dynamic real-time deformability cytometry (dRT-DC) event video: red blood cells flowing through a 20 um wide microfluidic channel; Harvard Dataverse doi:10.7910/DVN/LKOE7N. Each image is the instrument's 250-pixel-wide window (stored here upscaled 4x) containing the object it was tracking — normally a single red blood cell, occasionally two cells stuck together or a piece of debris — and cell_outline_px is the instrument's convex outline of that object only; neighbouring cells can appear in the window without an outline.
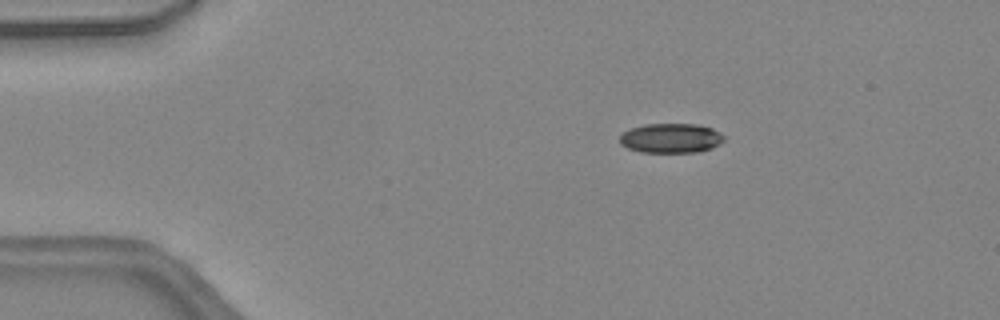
{"species": "common noctule bat (a hibernating species)", "species_latin": "Nyctalus noctula", "temperature_condition": "warm", "stored_images_in_passage": 42, "camera_frame_rate_fps": 3000, "um_per_image_px": 0.085, "animal": {"sex": "female", "body_mass_g": 24.6, "forearm_length_mm": 56.2}, "frame": {"image": 1, "passage_image": 4, "time_ms": 1.0, "image_size_px": [1000, 320], "cell_outline_px": [[724, 140], [720, 144], [712, 148], [696, 152], [640, 152], [628, 148], [620, 144], [620, 136], [624, 132], [632, 128], [644, 124], [696, 124], [712, 128], [724, 136]], "centroid_in_image_um": [57.03, 11.74], "position_along_channel_um": 28.0, "area_um2": 17.92}}
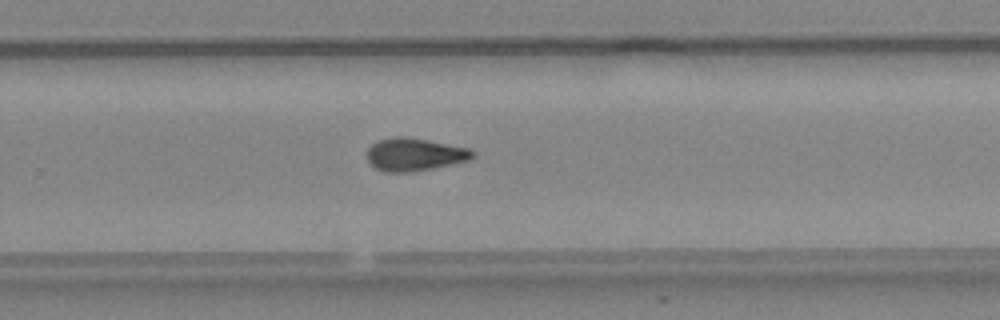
{"frame": {"image": 2, "passage_image": 26, "time_ms": 8.333, "image_size_px": [1000, 320], "cell_outline_px": [[476, 156], [468, 160], [452, 164], [432, 168], [408, 172], [384, 172], [376, 168], [368, 160], [368, 148], [372, 144], [380, 140], [396, 136], [404, 136], [468, 148], [476, 152]], "centroid_in_image_um": [35.25, 13.13], "position_along_channel_um": 294.6, "area_um2": 19.88}}
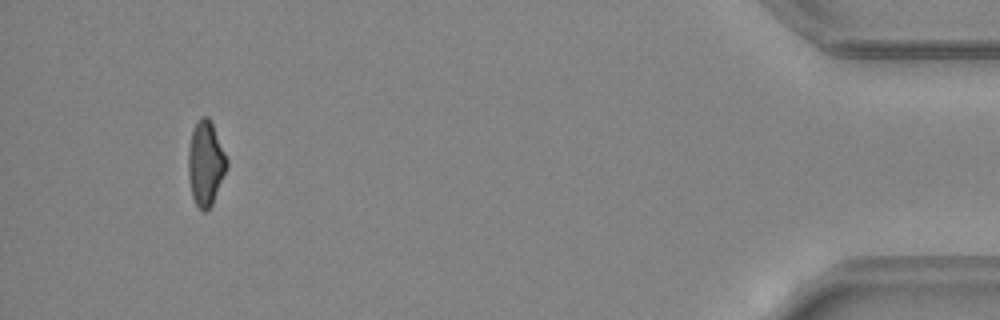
{"frame": {"image": 3, "passage_image": 39, "time_ms": 12.667, "image_size_px": [1000, 320], "cell_outline_px": [[228, 168], [212, 204], [208, 212], [204, 212], [196, 204], [192, 196], [188, 176], [188, 148], [192, 128], [200, 116], [208, 116], [212, 124], [228, 160]], "centroid_in_image_um": [17.47, 13.88], "position_along_channel_um": 417.7, "area_um2": 19.19}, "authors_computed_cell_mechanics": {"area_um2": 19.4208, "velocity_mm_per_s": 4.5183, "shape_relaxation_time_tau1_ms": 8.0481, "shape_relaxation_time_tau2_ms": 6.7044, "deformation_change_tau1": 0.2273, "deformation_change_tau2": 0.1477}}